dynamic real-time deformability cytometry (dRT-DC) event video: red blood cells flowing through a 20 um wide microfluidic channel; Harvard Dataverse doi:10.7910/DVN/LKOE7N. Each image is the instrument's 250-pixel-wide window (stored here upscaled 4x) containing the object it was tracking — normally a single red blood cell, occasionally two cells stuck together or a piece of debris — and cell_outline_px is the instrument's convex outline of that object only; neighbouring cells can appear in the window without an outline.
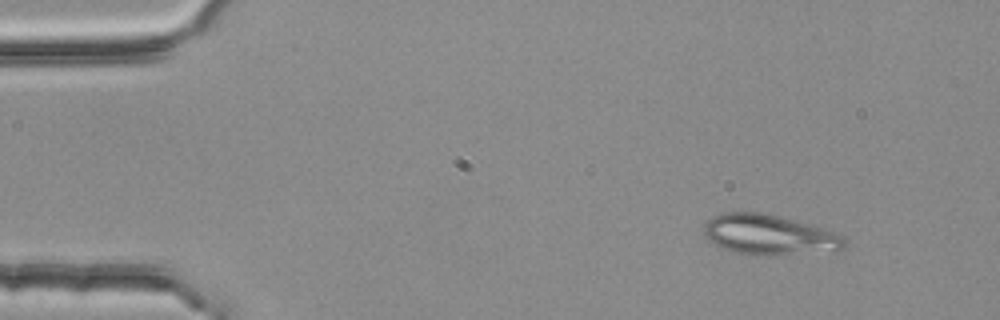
{"species": "common noctule bat (a hibernating species)", "species_latin": "Nyctalus noctula", "temperature_condition": "room temperature", "stored_images_in_passage": 3, "camera_frame_rate_fps": 3000, "um_per_image_px": 0.085, "animal": {"sex": "female", "body_mass_g": 25.1}, "frame": {"image": 1, "passage_image": 1, "time_ms": 0.0, "image_size_px": [1000, 320], "cell_outline_px": [[848, 240], [844, 248], [840, 252], [768, 256], [736, 252], [712, 244], [704, 236], [704, 224], [712, 216], [720, 212], [760, 212], [828, 228], [840, 232]], "centroid_in_image_um": [65.49, 19.97], "position_along_channel_um": 19.5, "area_um2": 33.99}}